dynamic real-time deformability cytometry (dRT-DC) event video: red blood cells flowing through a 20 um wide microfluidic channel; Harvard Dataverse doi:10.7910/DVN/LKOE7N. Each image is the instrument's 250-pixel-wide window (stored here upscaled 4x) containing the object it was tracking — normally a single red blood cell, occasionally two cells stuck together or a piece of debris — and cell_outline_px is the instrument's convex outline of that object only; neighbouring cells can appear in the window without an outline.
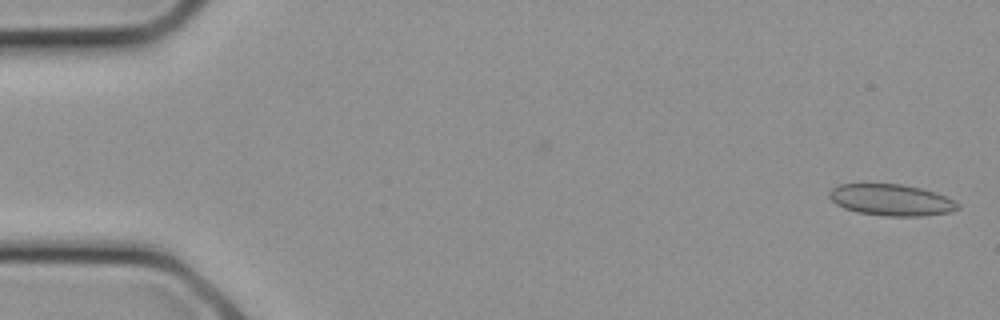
{"species": "common noctule bat (a hibernating species)", "species_latin": "Nyctalus noctula", "temperature_condition": "cold", "stored_images_in_passage": 14, "camera_frame_rate_fps": 3000, "um_per_image_px": 0.085, "animal": {"sex": "female", "body_mass_g": 21.9}, "frame": {"image": 1, "passage_image": 1, "time_ms": 0.0, "image_size_px": [1000, 320], "cell_outline_px": [[960, 208], [948, 212], [924, 216], [884, 216], [856, 212], [844, 208], [836, 204], [828, 196], [828, 192], [832, 188], [840, 184], [900, 184], [920, 188], [936, 192], [960, 204]], "centroid_in_image_um": [75.73, 17.0], "position_along_channel_um": 9.3, "area_um2": 23.52}}
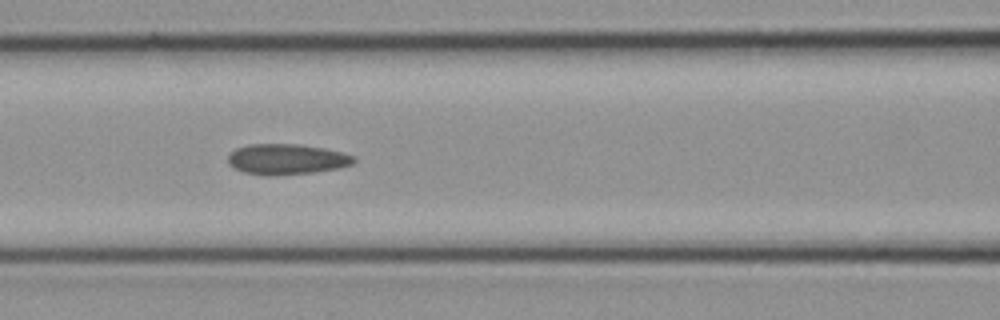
{"frame": {"image": 2, "passage_image": 11, "time_ms": 3.333, "image_size_px": [1000, 320], "cell_outline_px": [[356, 160], [352, 164], [340, 168], [312, 172], [268, 176], [244, 172], [228, 164], [228, 156], [236, 148], [248, 144], [300, 144], [324, 148], [356, 156]], "centroid_in_image_um": [24.38, 13.53], "position_along_channel_um": 142.2, "area_um2": 22.37}}
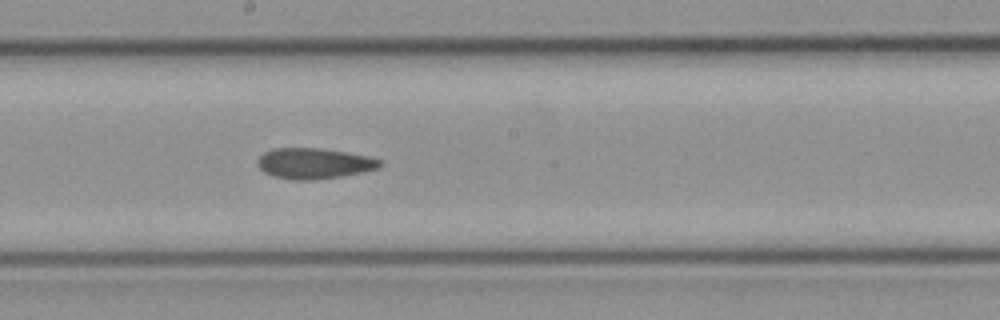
{"frame": {"image": 3, "passage_image": 14, "time_ms": 4.333, "image_size_px": [1000, 320], "cell_outline_px": [[384, 164], [376, 168], [364, 172], [340, 176], [312, 180], [292, 180], [272, 176], [264, 172], [256, 164], [256, 160], [264, 152], [272, 148], [320, 148], [368, 156], [380, 160]], "centroid_in_image_um": [26.65, 13.89], "position_along_channel_um": 221.6, "area_um2": 21.91}}